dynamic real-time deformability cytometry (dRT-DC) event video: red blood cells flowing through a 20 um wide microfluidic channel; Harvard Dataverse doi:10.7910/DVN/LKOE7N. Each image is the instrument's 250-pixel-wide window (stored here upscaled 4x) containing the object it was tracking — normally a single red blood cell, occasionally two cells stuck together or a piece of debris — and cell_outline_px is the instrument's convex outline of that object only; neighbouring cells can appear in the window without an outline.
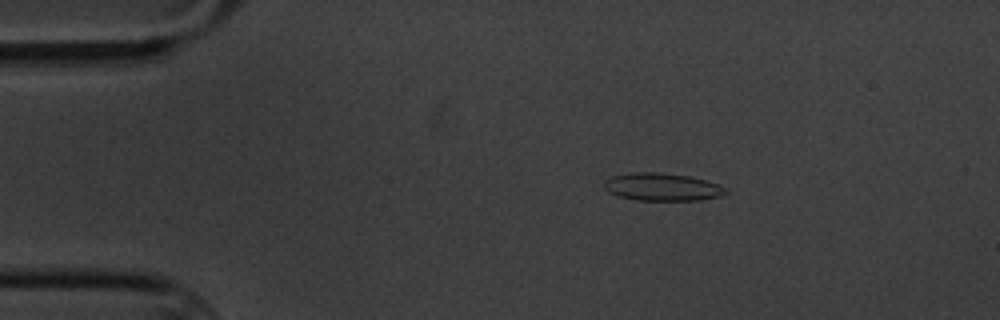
{"species": "common noctule bat (a hibernating species)", "species_latin": "Nyctalus noctula", "temperature_condition": "cold", "stored_images_in_passage": 7, "camera_frame_rate_fps": 3000, "um_per_image_px": 0.085, "animal": {"sex": "male", "body_mass_g": 20.1, "forearm_length_mm": 53.5}, "frame": {"image": 1, "passage_image": 3, "time_ms": 2.333, "image_size_px": [1000, 320], "cell_outline_px": [[728, 192], [724, 196], [700, 200], [636, 200], [616, 196], [608, 192], [604, 188], [604, 180], [612, 176], [636, 172], [656, 172], [688, 176], [720, 184]], "centroid_in_image_um": [56.28, 15.9], "position_along_channel_um": 28.7, "area_um2": 19.71}}
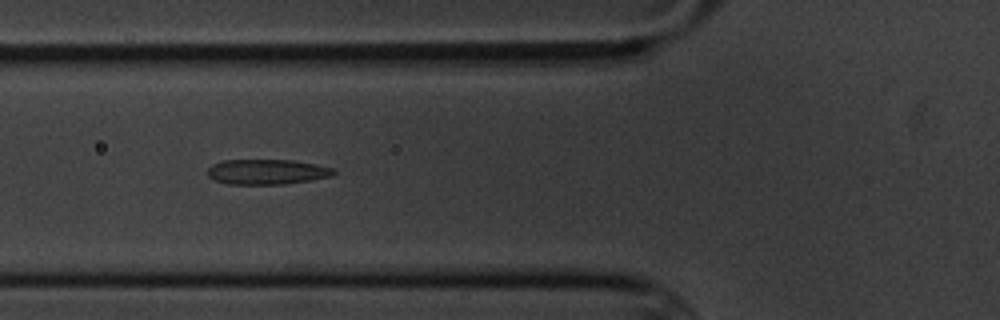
{"frame": {"image": 2, "passage_image": 6, "time_ms": 6.0, "image_size_px": [1000, 320], "cell_outline_px": [[336, 172], [332, 176], [312, 180], [284, 184], [228, 184], [216, 180], [208, 176], [208, 168], [212, 164], [224, 160], [292, 160], [316, 164], [332, 168]], "centroid_in_image_um": [22.7, 14.6], "position_along_channel_um": 103.1, "area_um2": 18.44}}
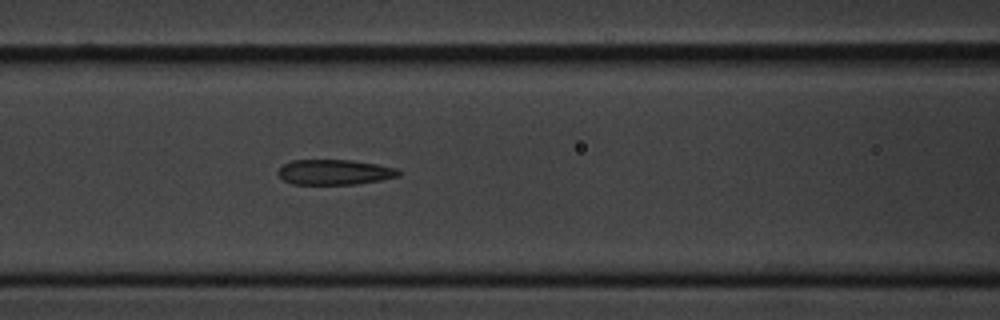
{"frame": {"image": 3, "passage_image": 7, "time_ms": 7.0, "image_size_px": [1000, 320], "cell_outline_px": [[400, 176], [380, 180], [356, 184], [292, 184], [284, 180], [276, 172], [284, 164], [292, 160], [352, 160], [376, 164], [396, 168], [400, 172]], "centroid_in_image_um": [28.43, 14.63], "position_along_channel_um": 138.2, "area_um2": 17.63}}